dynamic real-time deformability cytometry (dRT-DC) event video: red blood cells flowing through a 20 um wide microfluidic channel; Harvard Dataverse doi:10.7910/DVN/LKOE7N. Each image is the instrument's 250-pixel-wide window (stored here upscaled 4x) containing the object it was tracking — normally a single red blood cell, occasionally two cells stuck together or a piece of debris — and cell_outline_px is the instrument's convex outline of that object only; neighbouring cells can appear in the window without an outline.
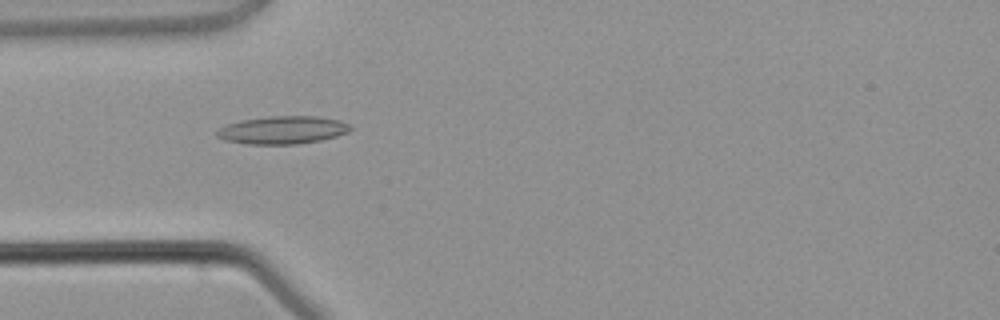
{"species": "common noctule bat (a hibernating species)", "species_latin": "Nyctalus noctula", "temperature_condition": "warm", "stored_images_in_passage": 1, "camera_frame_rate_fps": 3000, "um_per_image_px": 0.085, "animal": {"sex": "male", "body_mass_g": 21.5, "forearm_length_mm": 52.0}, "frame": {"image": 1, "passage_image": 1, "time_ms": 0.0, "image_size_px": [1000, 320], "cell_outline_px": [[352, 128], [348, 132], [336, 136], [320, 140], [296, 144], [248, 144], [224, 140], [216, 136], [216, 132], [220, 128], [228, 124], [240, 120], [268, 116], [316, 116], [340, 120], [348, 124]], "centroid_in_image_um": [24.01, 11.05], "position_along_channel_um": 61.0, "area_um2": 21.62}}